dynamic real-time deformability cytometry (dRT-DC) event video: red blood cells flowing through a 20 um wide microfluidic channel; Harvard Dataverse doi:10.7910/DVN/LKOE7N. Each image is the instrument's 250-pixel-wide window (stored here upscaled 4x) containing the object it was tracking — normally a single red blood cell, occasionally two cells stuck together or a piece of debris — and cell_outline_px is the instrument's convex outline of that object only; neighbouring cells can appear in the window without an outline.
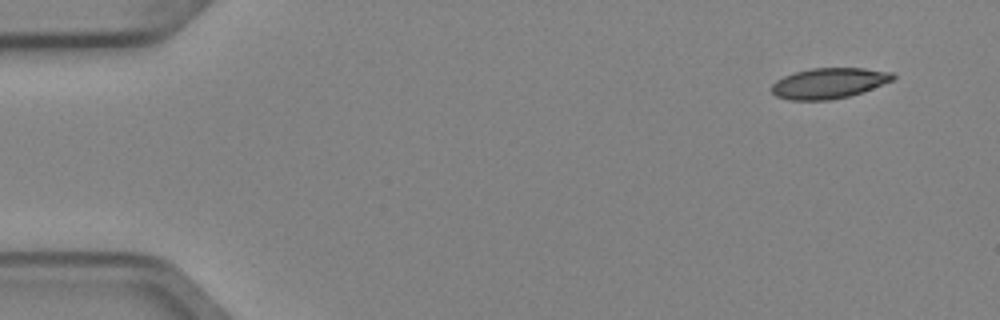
{"species": "Egyptian fruit bat (a non-hibernating species)", "species_latin": "Rousettus aegyptiacus", "temperature_condition": "cold", "stored_images_in_passage": 4, "camera_frame_rate_fps": 3000, "um_per_image_px": 0.085, "animal": {"sex": "female"}, "frame": {"image": 1, "passage_image": 1, "time_ms": 0.0, "image_size_px": [1000, 320], "cell_outline_px": [[896, 76], [892, 80], [864, 92], [832, 100], [788, 100], [776, 96], [772, 92], [772, 84], [776, 80], [784, 76], [796, 72], [812, 68], [864, 68], [892, 72]], "centroid_in_image_um": [70.46, 7.08], "position_along_channel_um": 14.5, "area_um2": 21.62}}
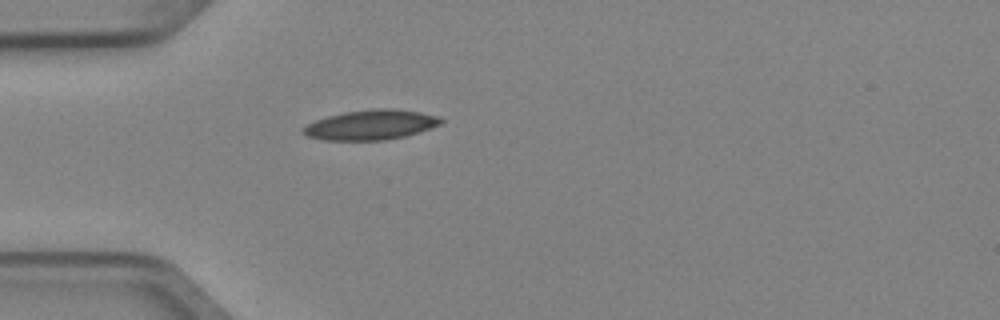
{"frame": {"image": 2, "passage_image": 4, "time_ms": 1.0, "image_size_px": [1000, 320], "cell_outline_px": [[444, 120], [440, 124], [404, 136], [384, 140], [324, 140], [308, 136], [304, 132], [304, 128], [308, 124], [316, 120], [328, 116], [344, 112], [376, 108], [396, 108], [420, 112], [440, 116]], "centroid_in_image_um": [31.55, 10.59], "position_along_channel_um": 53.4, "area_um2": 23.7}}